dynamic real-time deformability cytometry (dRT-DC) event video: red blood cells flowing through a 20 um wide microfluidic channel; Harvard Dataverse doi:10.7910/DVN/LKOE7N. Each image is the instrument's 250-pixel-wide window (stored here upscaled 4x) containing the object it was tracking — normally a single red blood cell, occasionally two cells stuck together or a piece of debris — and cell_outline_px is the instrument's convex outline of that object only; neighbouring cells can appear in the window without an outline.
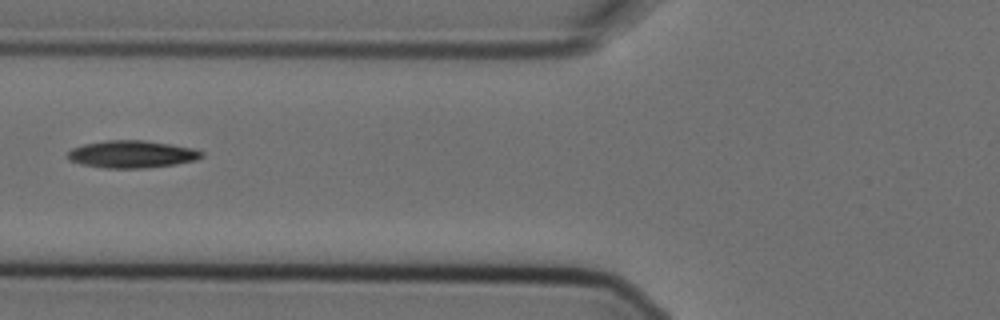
{"species": "Egyptian fruit bat (a non-hibernating species)", "species_latin": "Rousettus aegyptiacus", "temperature_condition": "cold", "stored_images_in_passage": 3, "camera_frame_rate_fps": 3000, "um_per_image_px": 0.085, "animal": {"sex": "female"}, "frame": {"image": 1, "passage_image": 3, "time_ms": 0.667, "image_size_px": [1000, 320], "cell_outline_px": [[204, 156], [196, 160], [176, 164], [144, 168], [104, 168], [80, 164], [68, 160], [68, 152], [72, 148], [84, 144], [108, 140], [144, 140], [172, 144], [196, 148], [204, 152]], "centroid_in_image_um": [11.24, 13.1], "position_along_channel_um": 114.6, "area_um2": 21.56}}